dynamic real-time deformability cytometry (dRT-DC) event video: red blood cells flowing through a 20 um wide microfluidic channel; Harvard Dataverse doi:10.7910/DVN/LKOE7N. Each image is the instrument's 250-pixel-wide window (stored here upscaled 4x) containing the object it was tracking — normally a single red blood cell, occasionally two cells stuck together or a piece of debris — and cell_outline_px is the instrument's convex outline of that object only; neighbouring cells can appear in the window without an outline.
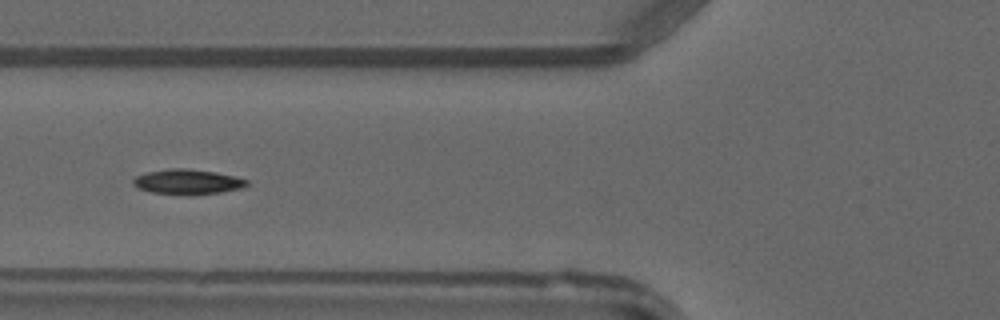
{"species": "common noctule bat (a hibernating species)", "species_latin": "Nyctalus noctula", "temperature_condition": "warm", "stored_images_in_passage": 35, "camera_frame_rate_fps": 3000, "um_per_image_px": 0.085, "animal": {"sex": "male", "forearm_length_mm": 52.5}, "frame": {"image": 1, "passage_image": 5, "time_ms": 1.333, "image_size_px": [1000, 320], "cell_outline_px": [[248, 184], [240, 188], [220, 192], [188, 196], [152, 192], [140, 188], [132, 184], [132, 180], [136, 176], [148, 172], [168, 168], [188, 168], [216, 172], [236, 176], [248, 180]], "centroid_in_image_um": [15.94, 15.45], "position_along_channel_um": 109.9, "area_um2": 16.7}}
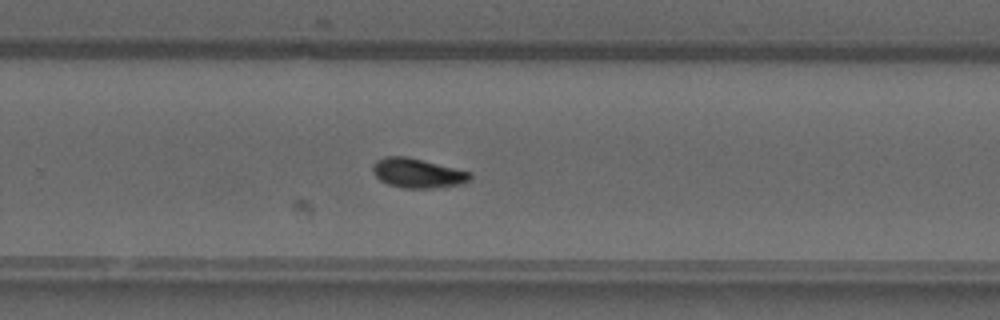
{"frame": {"image": 2, "passage_image": 18, "time_ms": 5.667, "image_size_px": [1000, 320], "cell_outline_px": [[472, 180], [460, 184], [432, 188], [404, 188], [388, 184], [380, 180], [372, 172], [372, 164], [376, 160], [384, 156], [408, 156], [472, 172]], "centroid_in_image_um": [35.49, 14.7], "position_along_channel_um": 294.3, "area_um2": 16.94}}
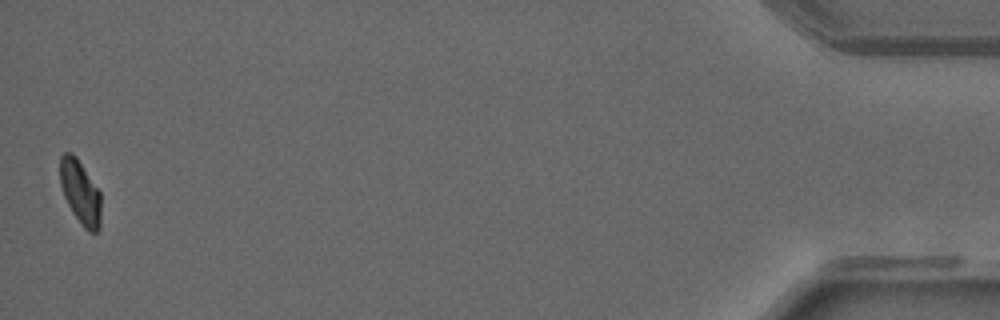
{"frame": {"image": 3, "passage_image": 34, "time_ms": 11.0, "image_size_px": [1000, 320], "cell_outline_px": [[100, 228], [96, 232], [88, 232], [84, 228], [72, 212], [64, 196], [60, 184], [60, 156], [64, 152], [72, 152], [76, 156], [100, 192]], "centroid_in_image_um": [6.81, 16.33], "position_along_channel_um": 428.4, "area_um2": 15.2}}